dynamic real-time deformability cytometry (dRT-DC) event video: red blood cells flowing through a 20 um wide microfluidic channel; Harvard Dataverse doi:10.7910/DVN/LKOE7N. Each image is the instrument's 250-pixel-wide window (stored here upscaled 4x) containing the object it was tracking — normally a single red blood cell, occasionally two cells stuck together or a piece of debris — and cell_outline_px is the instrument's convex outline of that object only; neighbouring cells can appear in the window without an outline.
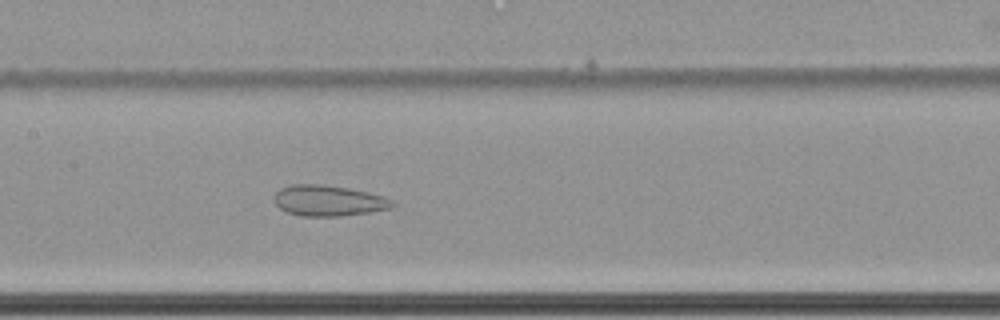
{"species": "common noctule bat (a hibernating species)", "species_latin": "Nyctalus noctula", "temperature_condition": "cold", "stored_images_in_passage": 65, "camera_frame_rate_fps": 3000, "um_per_image_px": 0.085, "animal": {"sex": "female", "body_mass_g": 22.7, "forearm_length_mm": 54.2}, "frame": {"image": 1, "passage_image": 35, "time_ms": 11.333, "image_size_px": [1000, 320], "cell_outline_px": [[396, 204], [392, 208], [372, 212], [340, 216], [300, 216], [288, 212], [280, 208], [272, 200], [272, 196], [280, 188], [292, 184], [320, 184], [348, 188], [368, 192], [384, 196], [392, 200]], "centroid_in_image_um": [27.92, 17.05], "position_along_channel_um": 179.5, "area_um2": 21.44}}
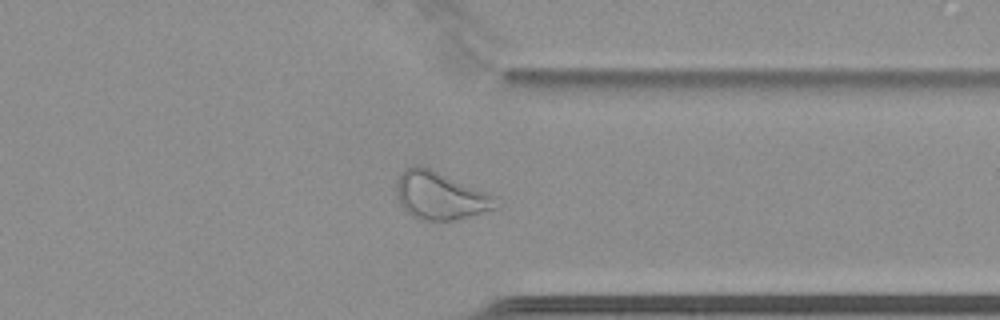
{"frame": {"image": 2, "passage_image": 52, "time_ms": 17.0, "image_size_px": [1000, 320], "cell_outline_px": [[500, 208], [452, 220], [424, 220], [412, 216], [400, 204], [396, 192], [396, 184], [400, 172], [404, 168], [416, 164], [432, 168], [488, 192], [496, 196]], "centroid_in_image_um": [37.43, 16.6], "position_along_channel_um": 374.0, "area_um2": 28.03}}
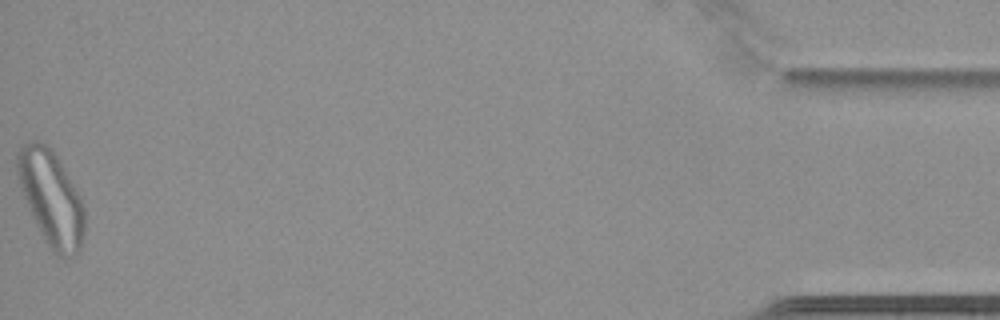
{"frame": {"image": 3, "passage_image": 65, "time_ms": 21.333, "image_size_px": [1000, 320], "cell_outline_px": [[84, 232], [80, 252], [64, 260], [52, 252], [44, 240], [36, 224], [24, 196], [16, 172], [16, 152], [24, 144], [32, 140], [40, 140], [48, 144], [52, 148], [76, 192], [84, 208]], "centroid_in_image_um": [4.33, 16.86], "position_along_channel_um": 430.9, "area_um2": 36.93}}